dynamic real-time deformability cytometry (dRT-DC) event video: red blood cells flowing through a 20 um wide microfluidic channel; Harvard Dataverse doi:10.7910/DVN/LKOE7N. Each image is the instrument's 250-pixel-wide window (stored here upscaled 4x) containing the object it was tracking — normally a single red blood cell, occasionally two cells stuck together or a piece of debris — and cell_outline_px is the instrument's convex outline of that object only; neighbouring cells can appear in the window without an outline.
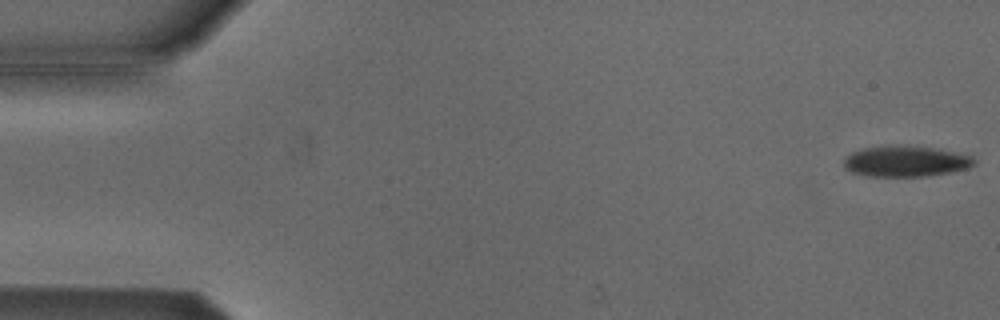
{"species": "Egyptian fruit bat (a non-hibernating species)", "species_latin": "Rousettus aegyptiacus", "temperature_condition": "cold", "stored_images_in_passage": 6, "camera_frame_rate_fps": 3000, "um_per_image_px": 0.085, "animal": {"sex": "male"}, "frame": {"image": 1, "passage_image": 1, "time_ms": 0.0, "image_size_px": [1000, 320], "cell_outline_px": [[976, 164], [968, 168], [952, 172], [924, 176], [868, 176], [852, 172], [844, 168], [844, 160], [852, 152], [864, 148], [932, 148], [972, 156], [976, 160]], "centroid_in_image_um": [77.02, 13.76], "position_along_channel_um": 8.0, "area_um2": 22.37}}